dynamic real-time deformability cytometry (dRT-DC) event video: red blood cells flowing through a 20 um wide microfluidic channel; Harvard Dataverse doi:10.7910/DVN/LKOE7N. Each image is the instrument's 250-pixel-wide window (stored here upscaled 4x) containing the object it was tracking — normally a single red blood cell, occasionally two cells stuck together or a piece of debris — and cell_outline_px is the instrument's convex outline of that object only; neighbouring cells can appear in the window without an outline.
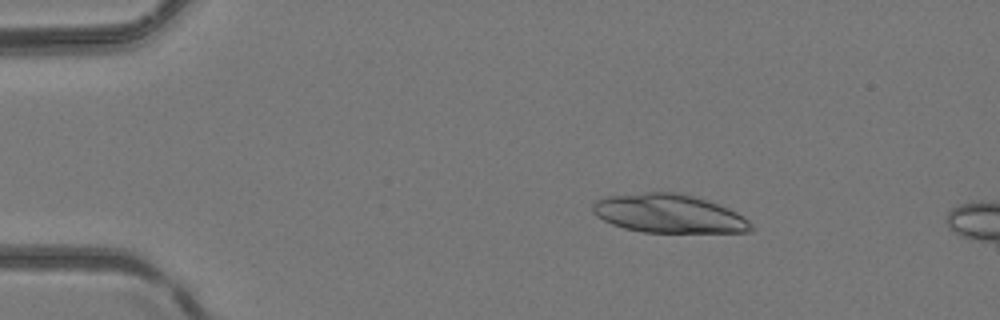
{"species": "common noctule bat (a hibernating species)", "species_latin": "Nyctalus noctula", "temperature_condition": "room temperature", "stored_images_in_passage": 5, "camera_frame_rate_fps": 3000, "um_per_image_px": 0.085, "animal": {"sex": "female", "body_mass_g": 24.6, "forearm_length_mm": 56.2}, "frame": {"image": 1, "passage_image": 3, "time_ms": 0.667, "image_size_px": [1000, 320], "cell_outline_px": [[756, 228], [752, 232], [644, 232], [624, 228], [612, 224], [596, 216], [592, 212], [592, 204], [596, 200], [604, 196], [644, 192], [676, 192], [708, 200], [728, 208], [736, 212], [748, 220]], "centroid_in_image_um": [56.84, 18.15], "position_along_channel_um": 28.2, "area_um2": 35.78}}